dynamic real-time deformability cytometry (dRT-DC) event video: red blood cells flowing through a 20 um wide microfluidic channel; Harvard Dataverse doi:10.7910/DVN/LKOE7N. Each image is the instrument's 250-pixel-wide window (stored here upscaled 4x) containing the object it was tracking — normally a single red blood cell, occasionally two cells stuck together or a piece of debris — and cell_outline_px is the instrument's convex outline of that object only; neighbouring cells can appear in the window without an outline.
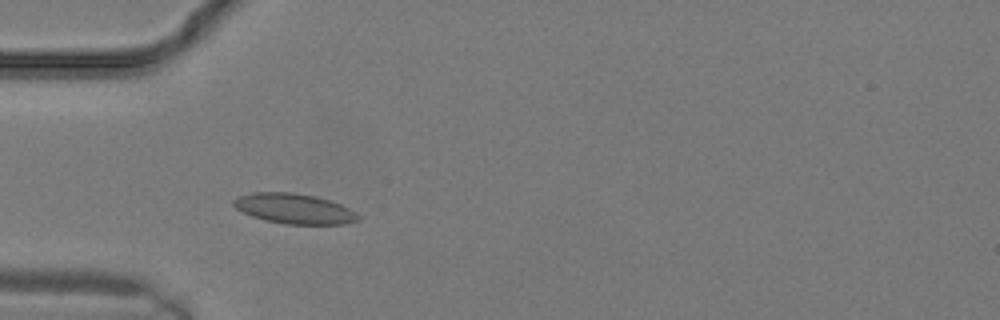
{"species": "common noctule bat (a hibernating species)", "species_latin": "Nyctalus noctula", "temperature_condition": "warm", "stored_images_in_passage": 9, "camera_frame_rate_fps": 3000, "um_per_image_px": 0.085, "animal": {"sex": "male", "body_mass_g": 19.2, "forearm_length_mm": 51.8}, "frame": {"image": 1, "passage_image": 6, "time_ms": 1.667, "image_size_px": [1000, 320], "cell_outline_px": [[360, 220], [344, 224], [284, 224], [264, 220], [252, 216], [236, 208], [232, 204], [232, 200], [236, 196], [252, 192], [292, 192], [316, 196], [340, 204], [356, 212], [360, 216]], "centroid_in_image_um": [24.99, 17.73], "position_along_channel_um": 60.0, "area_um2": 22.02}}
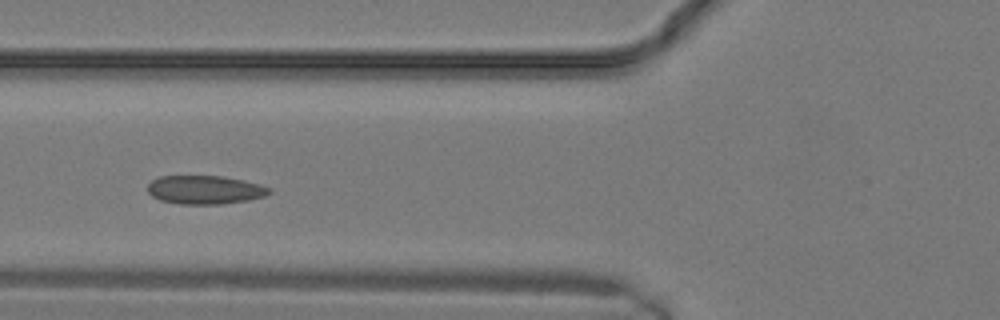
{"frame": {"image": 2, "passage_image": 8, "time_ms": 2.333, "image_size_px": [1000, 320], "cell_outline_px": [[272, 192], [264, 196], [248, 200], [220, 204], [180, 204], [160, 200], [152, 196], [148, 192], [148, 184], [152, 180], [160, 176], [224, 176], [244, 180], [260, 184], [272, 188]], "centroid_in_image_um": [17.44, 16.13], "position_along_channel_um": 108.4, "area_um2": 20.35}}